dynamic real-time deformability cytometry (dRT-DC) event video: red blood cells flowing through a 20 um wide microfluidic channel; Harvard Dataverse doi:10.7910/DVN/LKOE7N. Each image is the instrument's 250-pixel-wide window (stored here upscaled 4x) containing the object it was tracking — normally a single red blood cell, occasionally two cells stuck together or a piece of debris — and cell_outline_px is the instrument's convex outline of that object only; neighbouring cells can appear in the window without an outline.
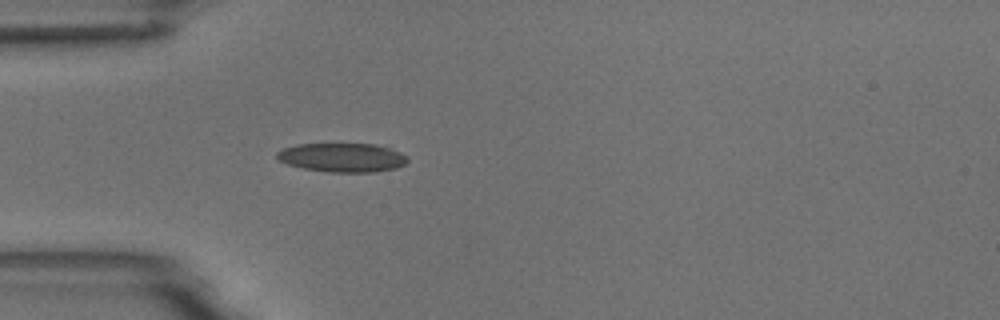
{"species": "common noctule bat (a hibernating species)", "species_latin": "Nyctalus noctula", "temperature_condition": "room temperature", "stored_images_in_passage": 4, "camera_frame_rate_fps": 3000, "um_per_image_px": 0.085, "animal": {"sex": "male", "body_mass_g": 18.8}, "frame": {"image": 1, "passage_image": 4, "time_ms": 3.667, "image_size_px": [1000, 320], "cell_outline_px": [[408, 160], [404, 164], [396, 168], [372, 172], [328, 172], [304, 168], [288, 164], [280, 160], [276, 156], [276, 152], [284, 148], [296, 144], [388, 144], [408, 156]], "centroid_in_image_um": [29.17, 13.37], "position_along_channel_um": 55.8, "area_um2": 22.31}}